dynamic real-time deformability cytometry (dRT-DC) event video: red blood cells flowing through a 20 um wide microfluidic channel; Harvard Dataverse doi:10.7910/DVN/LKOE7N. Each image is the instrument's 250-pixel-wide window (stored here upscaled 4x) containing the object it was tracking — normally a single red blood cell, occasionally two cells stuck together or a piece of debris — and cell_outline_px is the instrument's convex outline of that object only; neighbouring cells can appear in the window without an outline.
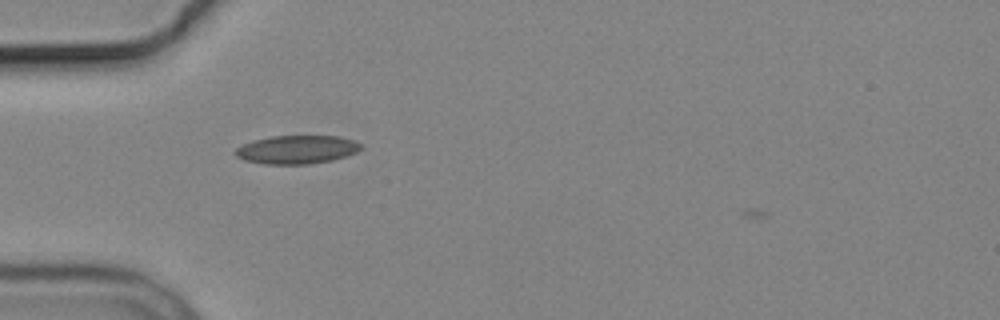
{"species": "common noctule bat (a hibernating species)", "species_latin": "Nyctalus noctula", "temperature_condition": "cold", "stored_images_in_passage": 8, "camera_frame_rate_fps": 3000, "um_per_image_px": 0.085, "animal": {"sex": "male", "body_mass_g": 19.2, "forearm_length_mm": 51.8}, "frame": {"image": 1, "passage_image": 2, "time_ms": 1.0, "image_size_px": [1000, 320], "cell_outline_px": [[364, 148], [356, 152], [332, 160], [308, 164], [264, 164], [244, 160], [236, 156], [232, 152], [236, 148], [252, 140], [272, 136], [340, 136], [352, 140], [360, 144]], "centroid_in_image_um": [25.2, 12.71], "position_along_channel_um": 59.8, "area_um2": 20.81}}
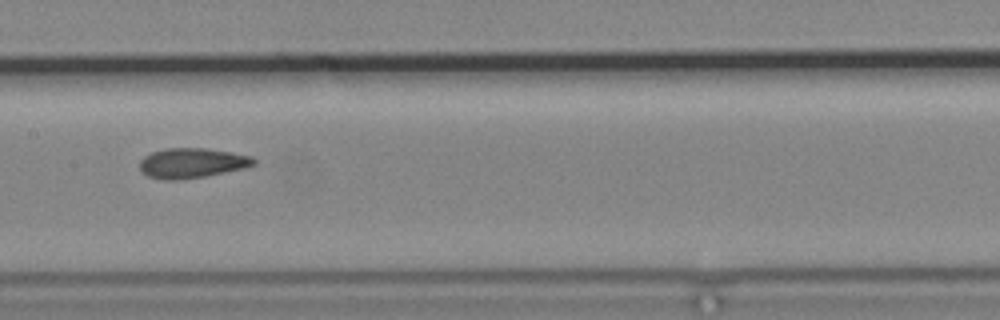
{"frame": {"image": 2, "passage_image": 5, "time_ms": 4.667, "image_size_px": [1000, 320], "cell_outline_px": [[256, 164], [244, 168], [204, 176], [176, 180], [164, 180], [148, 176], [140, 168], [140, 160], [144, 156], [152, 152], [164, 148], [204, 148], [232, 152], [252, 156], [256, 160]], "centroid_in_image_um": [16.32, 13.85], "position_along_channel_um": 191.1, "area_um2": 19.83}}
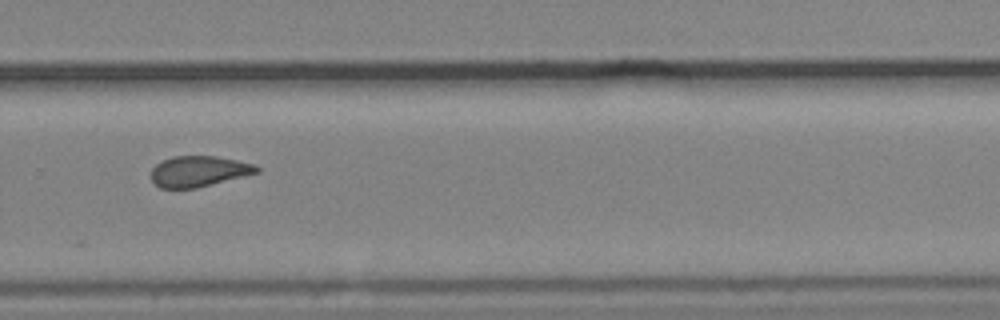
{"frame": {"image": 3, "passage_image": 8, "time_ms": 8.0, "image_size_px": [1000, 320], "cell_outline_px": [[260, 172], [196, 188], [160, 188], [152, 180], [152, 168], [156, 164], [172, 156], [216, 156], [256, 164], [260, 168]], "centroid_in_image_um": [16.92, 14.55], "position_along_channel_um": 312.9, "area_um2": 18.84}}